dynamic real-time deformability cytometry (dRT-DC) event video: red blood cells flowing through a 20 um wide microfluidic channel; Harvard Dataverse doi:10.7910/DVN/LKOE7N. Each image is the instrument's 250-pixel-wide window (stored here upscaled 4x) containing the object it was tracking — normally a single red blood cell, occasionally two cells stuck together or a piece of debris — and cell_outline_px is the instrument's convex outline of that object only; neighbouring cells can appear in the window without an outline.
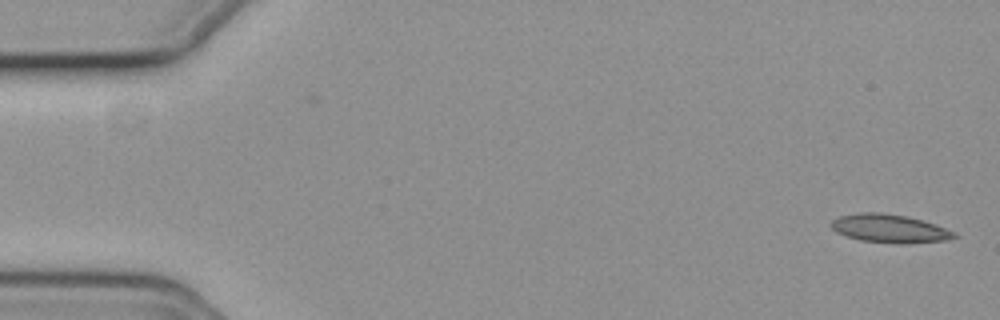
{"species": "common noctule bat (a hibernating species)", "species_latin": "Nyctalus noctula", "temperature_condition": "cold", "stored_images_in_passage": 55, "camera_frame_rate_fps": 3000, "um_per_image_px": 0.085, "animal": {"sex": "female", "body_mass_g": 19.3, "forearm_length_mm": 54.1}, "frame": {"image": 1, "passage_image": 1, "time_ms": 0.0, "image_size_px": [1000, 320], "cell_outline_px": [[960, 236], [944, 240], [900, 244], [860, 240], [836, 232], [832, 228], [832, 220], [840, 216], [860, 212], [880, 212], [904, 216], [920, 220], [956, 232]], "centroid_in_image_um": [75.6, 19.43], "position_along_channel_um": 9.4, "area_um2": 19.94}}
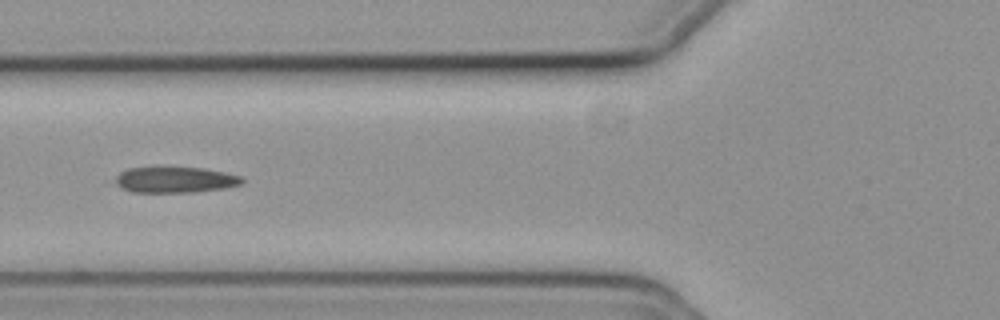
{"frame": {"image": 2, "passage_image": 21, "time_ms": 6.667, "image_size_px": [1000, 320], "cell_outline_px": [[244, 180], [240, 184], [224, 188], [192, 192], [132, 192], [120, 188], [116, 184], [116, 176], [120, 172], [128, 168], [204, 168], [224, 172], [240, 176]], "centroid_in_image_um": [14.86, 15.29], "position_along_channel_um": 110.9, "area_um2": 18.84}}
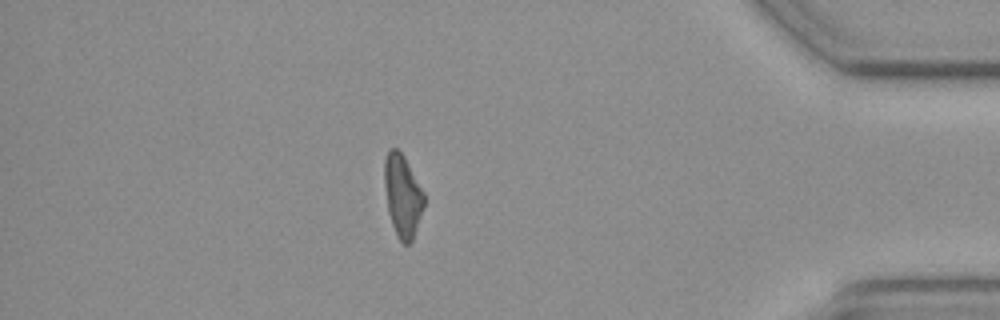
{"frame": {"image": 3, "passage_image": 48, "time_ms": 15.667, "image_size_px": [1000, 320], "cell_outline_px": [[424, 208], [412, 240], [408, 244], [404, 244], [396, 236], [388, 212], [384, 184], [384, 160], [388, 152], [392, 148], [396, 148], [404, 156], [424, 192]], "centroid_in_image_um": [34.22, 16.65], "position_along_channel_um": 401.0, "area_um2": 18.96}, "authors_computed_cell_mechanics": {"area_um2": 19.4786, "velocity_mm_per_s": 3.7031, "shape_relaxation_time_tau1_ms": null, "shape_relaxation_time_tau2_ms": 3.2125, "deformation_change_tau1": null, "deformation_change_tau2": 0.118}}